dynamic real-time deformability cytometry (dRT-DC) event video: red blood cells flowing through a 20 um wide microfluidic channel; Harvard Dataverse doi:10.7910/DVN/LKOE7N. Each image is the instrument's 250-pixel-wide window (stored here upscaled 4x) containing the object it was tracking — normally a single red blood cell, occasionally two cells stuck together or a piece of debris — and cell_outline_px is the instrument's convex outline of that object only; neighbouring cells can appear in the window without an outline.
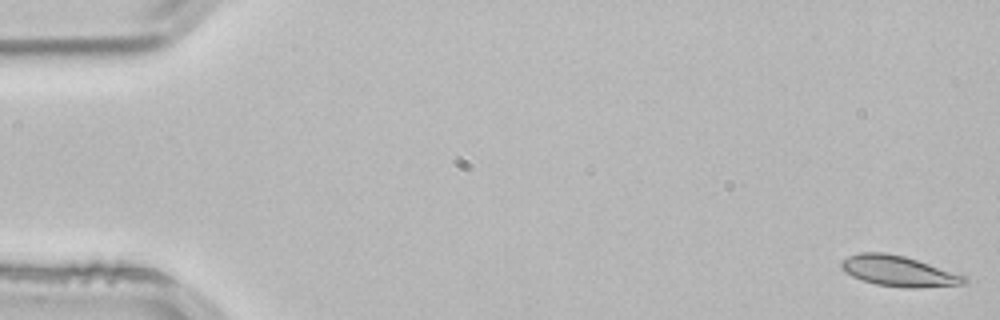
{"species": "common noctule bat (a hibernating species)", "species_latin": "Nyctalus noctula", "temperature_condition": "room temperature", "stored_images_in_passage": 53, "camera_frame_rate_fps": 3000, "um_per_image_px": 0.085, "animal": {"sex": "male", "body_mass_g": 21.5, "forearm_length_mm": 52.0}, "frame": {"image": 1, "passage_image": 1, "time_ms": 0.0, "image_size_px": [1000, 320], "cell_outline_px": [[968, 280], [964, 284], [916, 288], [908, 288], [876, 284], [852, 276], [844, 272], [840, 268], [840, 264], [848, 256], [860, 252], [884, 252], [904, 256], [964, 276]], "centroid_in_image_um": [76.32, 23.04], "position_along_channel_um": 8.7, "area_um2": 21.5}}
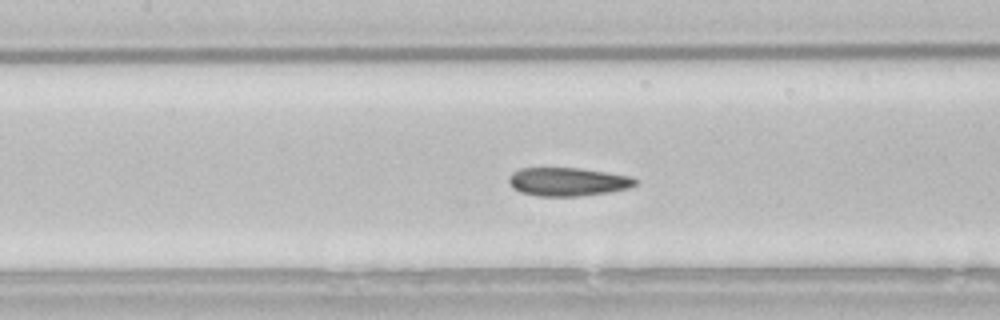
{"frame": {"image": 2, "passage_image": 24, "time_ms": 7.667, "image_size_px": [1000, 320], "cell_outline_px": [[636, 184], [628, 188], [608, 192], [580, 196], [540, 196], [520, 192], [508, 180], [512, 172], [520, 168], [580, 168], [608, 172], [632, 176], [636, 180]], "centroid_in_image_um": [48.29, 15.44], "position_along_channel_um": 159.1, "area_um2": 20.81}}
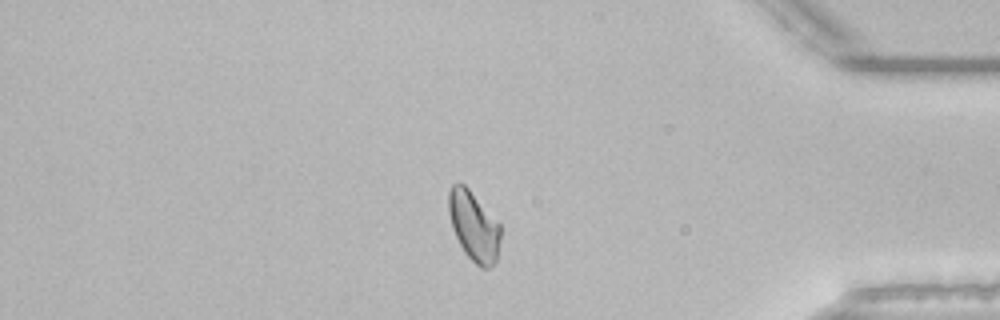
{"frame": {"image": 3, "passage_image": 45, "time_ms": 14.667, "image_size_px": [1000, 320], "cell_outline_px": [[500, 236], [496, 260], [488, 268], [480, 268], [464, 252], [452, 228], [448, 212], [448, 192], [452, 184], [464, 184], [468, 188], [500, 224]], "centroid_in_image_um": [40.25, 19.21], "position_along_channel_um": 394.9, "area_um2": 20.75}, "authors_computed_cell_mechanics": {"area_um2": 21.2126, "velocity_mm_per_s": 3.8186, "shape_relaxation_time_tau1_ms": 9.8927, "shape_relaxation_time_tau2_ms": 2.6689, "deformation_change_tau1": 0.164, "deformation_change_tau2": 0.0568}}